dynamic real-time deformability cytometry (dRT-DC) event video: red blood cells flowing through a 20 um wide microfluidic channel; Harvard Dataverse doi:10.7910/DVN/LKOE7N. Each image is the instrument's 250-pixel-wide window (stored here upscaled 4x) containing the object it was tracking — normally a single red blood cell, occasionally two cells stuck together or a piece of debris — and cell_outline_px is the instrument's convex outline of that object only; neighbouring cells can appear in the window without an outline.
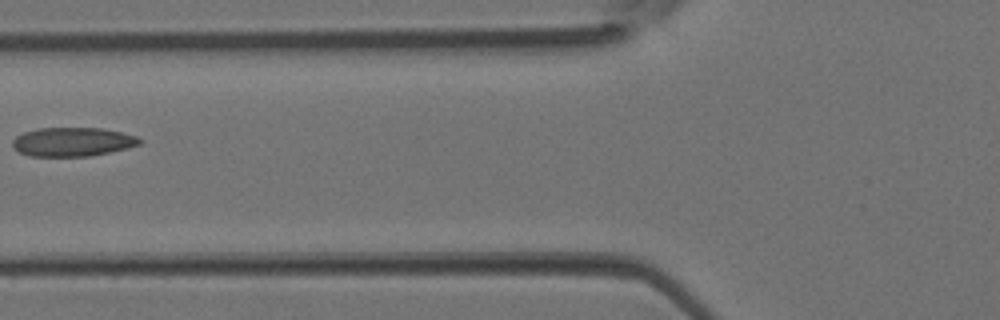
{"species": "Egyptian fruit bat (a non-hibernating species)", "species_latin": "Rousettus aegyptiacus", "temperature_condition": "room temperature", "stored_images_in_passage": 6, "camera_frame_rate_fps": 3000, "um_per_image_px": 0.085, "animal": {"sex": "female"}, "frame": {"image": 1, "passage_image": 6, "time_ms": 1.667, "image_size_px": [1000, 320], "cell_outline_px": [[144, 140], [140, 144], [108, 152], [88, 156], [28, 156], [20, 152], [12, 144], [12, 140], [16, 136], [24, 132], [36, 128], [104, 128], [136, 136]], "centroid_in_image_um": [6.15, 12.05], "position_along_channel_um": 119.6, "area_um2": 21.27}}